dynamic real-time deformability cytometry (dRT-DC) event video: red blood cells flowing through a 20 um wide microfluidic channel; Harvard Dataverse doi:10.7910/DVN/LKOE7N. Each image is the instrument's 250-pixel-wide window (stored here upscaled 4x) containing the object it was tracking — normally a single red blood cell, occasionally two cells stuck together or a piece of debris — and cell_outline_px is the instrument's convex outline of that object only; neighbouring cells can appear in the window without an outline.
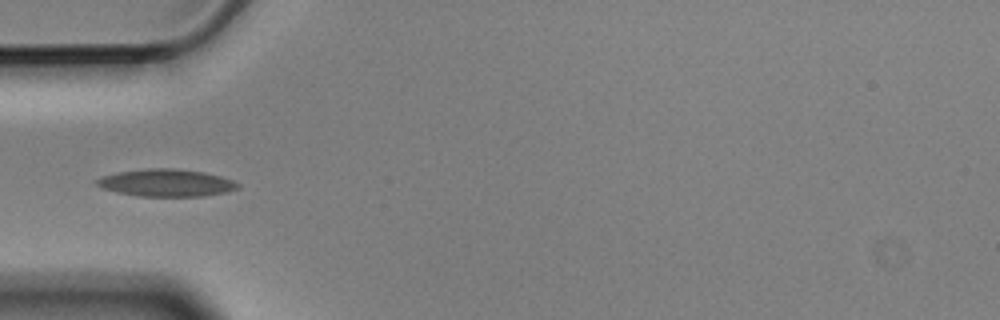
{"species": "Egyptian fruit bat (a non-hibernating species)", "species_latin": "Rousettus aegyptiacus", "temperature_condition": "cold", "stored_images_in_passage": 5, "camera_frame_rate_fps": 3000, "um_per_image_px": 0.085, "animal": {"sex": "male"}, "frame": {"image": 1, "passage_image": 5, "time_ms": 1.333, "image_size_px": [1000, 320], "cell_outline_px": [[240, 188], [228, 192], [204, 196], [136, 196], [116, 192], [104, 188], [96, 184], [96, 180], [104, 176], [120, 172], [148, 168], [172, 168], [204, 172], [220, 176], [232, 180], [240, 184]], "centroid_in_image_um": [14.19, 15.55], "position_along_channel_um": 70.8, "area_um2": 22.37}}